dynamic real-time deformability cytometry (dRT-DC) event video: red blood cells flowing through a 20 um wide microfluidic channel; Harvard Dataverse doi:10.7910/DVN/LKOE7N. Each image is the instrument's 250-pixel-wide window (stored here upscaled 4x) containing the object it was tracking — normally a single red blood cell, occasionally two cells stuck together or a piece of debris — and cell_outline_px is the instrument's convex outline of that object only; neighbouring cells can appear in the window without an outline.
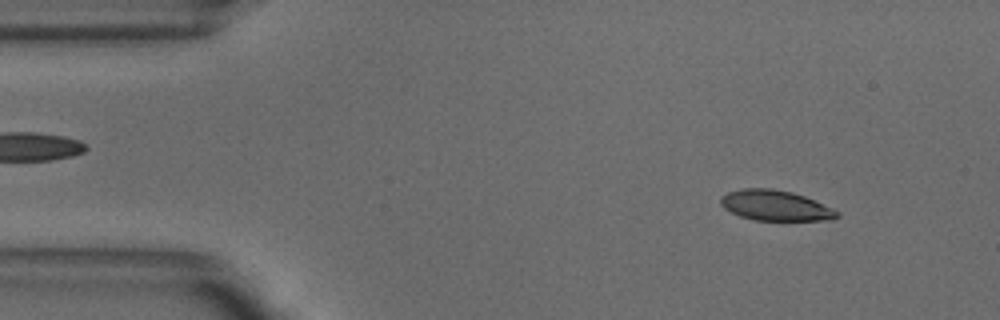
{"species": "common noctule bat (a hibernating species)", "species_latin": "Nyctalus noctula", "temperature_condition": "warm", "stored_images_in_passage": 51, "camera_frame_rate_fps": 3000, "um_per_image_px": 0.085, "animal": {"sex": "male", "body_mass_g": 18.8}, "frame": {"image": 1, "passage_image": 5, "time_ms": 1.333, "image_size_px": [1000, 320], "cell_outline_px": [[840, 216], [832, 220], [756, 220], [740, 216], [724, 208], [720, 204], [720, 196], [728, 192], [744, 188], [772, 188], [792, 192], [804, 196], [832, 208], [840, 212]], "centroid_in_image_um": [65.91, 17.46], "position_along_channel_um": 19.1, "area_um2": 20.58}}
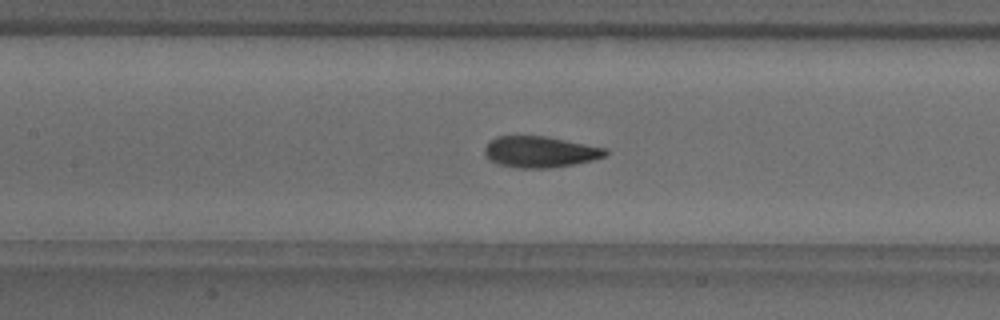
{"frame": {"image": 2, "passage_image": 22, "time_ms": 7.0, "image_size_px": [1000, 320], "cell_outline_px": [[608, 156], [592, 160], [572, 164], [548, 168], [516, 168], [500, 164], [492, 160], [484, 152], [484, 148], [496, 136], [544, 136], [608, 148]], "centroid_in_image_um": [45.95, 12.9], "position_along_channel_um": 161.4, "area_um2": 21.73}}
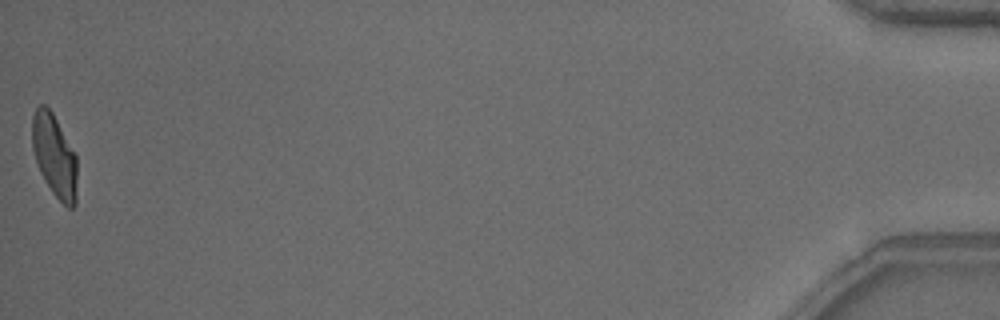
{"frame": {"image": 3, "passage_image": 51, "time_ms": 16.667, "image_size_px": [1000, 320], "cell_outline_px": [[76, 204], [72, 208], [68, 208], [52, 192], [40, 172], [32, 148], [32, 116], [36, 108], [40, 104], [44, 104], [52, 112], [76, 156]], "centroid_in_image_um": [4.61, 13.24], "position_along_channel_um": 430.6, "area_um2": 21.33}, "authors_computed_cell_mechanics": {"area_um2": 22.0796, "velocity_mm_per_s": 3.8562, "shape_relaxation_time_tau1_ms": 3.8554, "shape_relaxation_time_tau2_ms": 1.0509, "deformation_change_tau1": 0.1731, "deformation_change_tau2": 0.0745}}